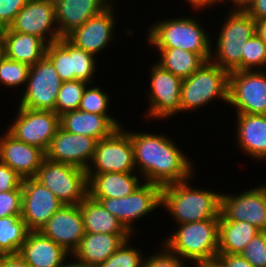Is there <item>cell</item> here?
<instances>
[{
    "instance_id": "cell-6",
    "label": "cell",
    "mask_w": 266,
    "mask_h": 267,
    "mask_svg": "<svg viewBox=\"0 0 266 267\" xmlns=\"http://www.w3.org/2000/svg\"><path fill=\"white\" fill-rule=\"evenodd\" d=\"M228 89L229 73L211 61L205 62L183 80L180 94L181 115L212 105L213 101H223L228 105Z\"/></svg>"
},
{
    "instance_id": "cell-33",
    "label": "cell",
    "mask_w": 266,
    "mask_h": 267,
    "mask_svg": "<svg viewBox=\"0 0 266 267\" xmlns=\"http://www.w3.org/2000/svg\"><path fill=\"white\" fill-rule=\"evenodd\" d=\"M107 91L102 86L88 84L83 92L78 109L88 113L114 116L113 113H110L113 99Z\"/></svg>"
},
{
    "instance_id": "cell-12",
    "label": "cell",
    "mask_w": 266,
    "mask_h": 267,
    "mask_svg": "<svg viewBox=\"0 0 266 267\" xmlns=\"http://www.w3.org/2000/svg\"><path fill=\"white\" fill-rule=\"evenodd\" d=\"M232 106L234 114L266 115V70L229 73L227 108Z\"/></svg>"
},
{
    "instance_id": "cell-46",
    "label": "cell",
    "mask_w": 266,
    "mask_h": 267,
    "mask_svg": "<svg viewBox=\"0 0 266 267\" xmlns=\"http://www.w3.org/2000/svg\"><path fill=\"white\" fill-rule=\"evenodd\" d=\"M0 267H30L19 254L0 255Z\"/></svg>"
},
{
    "instance_id": "cell-26",
    "label": "cell",
    "mask_w": 266,
    "mask_h": 267,
    "mask_svg": "<svg viewBox=\"0 0 266 267\" xmlns=\"http://www.w3.org/2000/svg\"><path fill=\"white\" fill-rule=\"evenodd\" d=\"M91 198H121L131 194L144 181L137 172L87 174Z\"/></svg>"
},
{
    "instance_id": "cell-1",
    "label": "cell",
    "mask_w": 266,
    "mask_h": 267,
    "mask_svg": "<svg viewBox=\"0 0 266 267\" xmlns=\"http://www.w3.org/2000/svg\"><path fill=\"white\" fill-rule=\"evenodd\" d=\"M133 130L131 142L134 164L143 181L163 187L185 181L195 174L194 171H198L194 164L196 161H191L193 158H189L178 142L168 134Z\"/></svg>"
},
{
    "instance_id": "cell-16",
    "label": "cell",
    "mask_w": 266,
    "mask_h": 267,
    "mask_svg": "<svg viewBox=\"0 0 266 267\" xmlns=\"http://www.w3.org/2000/svg\"><path fill=\"white\" fill-rule=\"evenodd\" d=\"M4 31L32 34L43 39L47 44L58 41L61 37L56 24L55 3L28 0Z\"/></svg>"
},
{
    "instance_id": "cell-40",
    "label": "cell",
    "mask_w": 266,
    "mask_h": 267,
    "mask_svg": "<svg viewBox=\"0 0 266 267\" xmlns=\"http://www.w3.org/2000/svg\"><path fill=\"white\" fill-rule=\"evenodd\" d=\"M240 255L253 267H266V231L256 234Z\"/></svg>"
},
{
    "instance_id": "cell-15",
    "label": "cell",
    "mask_w": 266,
    "mask_h": 267,
    "mask_svg": "<svg viewBox=\"0 0 266 267\" xmlns=\"http://www.w3.org/2000/svg\"><path fill=\"white\" fill-rule=\"evenodd\" d=\"M235 193L221 192L220 221H245L260 231H266V196L263 189L253 185Z\"/></svg>"
},
{
    "instance_id": "cell-20",
    "label": "cell",
    "mask_w": 266,
    "mask_h": 267,
    "mask_svg": "<svg viewBox=\"0 0 266 267\" xmlns=\"http://www.w3.org/2000/svg\"><path fill=\"white\" fill-rule=\"evenodd\" d=\"M4 130L0 134V162L8 165L23 179L35 177L46 158L45 151L16 139Z\"/></svg>"
},
{
    "instance_id": "cell-11",
    "label": "cell",
    "mask_w": 266,
    "mask_h": 267,
    "mask_svg": "<svg viewBox=\"0 0 266 267\" xmlns=\"http://www.w3.org/2000/svg\"><path fill=\"white\" fill-rule=\"evenodd\" d=\"M63 81L52 62L45 56L30 66L25 88L18 98V106L33 110L54 111Z\"/></svg>"
},
{
    "instance_id": "cell-10",
    "label": "cell",
    "mask_w": 266,
    "mask_h": 267,
    "mask_svg": "<svg viewBox=\"0 0 266 267\" xmlns=\"http://www.w3.org/2000/svg\"><path fill=\"white\" fill-rule=\"evenodd\" d=\"M123 125L110 136L97 141L93 159L86 170L87 174L136 172L131 129L128 131L125 123Z\"/></svg>"
},
{
    "instance_id": "cell-37",
    "label": "cell",
    "mask_w": 266,
    "mask_h": 267,
    "mask_svg": "<svg viewBox=\"0 0 266 267\" xmlns=\"http://www.w3.org/2000/svg\"><path fill=\"white\" fill-rule=\"evenodd\" d=\"M243 46L242 71L266 70V43L255 33Z\"/></svg>"
},
{
    "instance_id": "cell-9",
    "label": "cell",
    "mask_w": 266,
    "mask_h": 267,
    "mask_svg": "<svg viewBox=\"0 0 266 267\" xmlns=\"http://www.w3.org/2000/svg\"><path fill=\"white\" fill-rule=\"evenodd\" d=\"M64 205H79L88 195L86 170L45 158L34 177Z\"/></svg>"
},
{
    "instance_id": "cell-18",
    "label": "cell",
    "mask_w": 266,
    "mask_h": 267,
    "mask_svg": "<svg viewBox=\"0 0 266 267\" xmlns=\"http://www.w3.org/2000/svg\"><path fill=\"white\" fill-rule=\"evenodd\" d=\"M97 140L82 134H73L58 128L46 153L53 162L73 165L84 170L89 167Z\"/></svg>"
},
{
    "instance_id": "cell-7",
    "label": "cell",
    "mask_w": 266,
    "mask_h": 267,
    "mask_svg": "<svg viewBox=\"0 0 266 267\" xmlns=\"http://www.w3.org/2000/svg\"><path fill=\"white\" fill-rule=\"evenodd\" d=\"M149 68V82L146 94L147 110L144 117L150 122L159 120L167 122L180 114V94L183 80L163 69L156 62L151 63ZM149 105V106H148ZM174 116V117H173Z\"/></svg>"
},
{
    "instance_id": "cell-45",
    "label": "cell",
    "mask_w": 266,
    "mask_h": 267,
    "mask_svg": "<svg viewBox=\"0 0 266 267\" xmlns=\"http://www.w3.org/2000/svg\"><path fill=\"white\" fill-rule=\"evenodd\" d=\"M217 258L223 263L224 267H253L240 254H218Z\"/></svg>"
},
{
    "instance_id": "cell-53",
    "label": "cell",
    "mask_w": 266,
    "mask_h": 267,
    "mask_svg": "<svg viewBox=\"0 0 266 267\" xmlns=\"http://www.w3.org/2000/svg\"><path fill=\"white\" fill-rule=\"evenodd\" d=\"M259 186L263 189V192H264V194L266 196V183L265 182H264V184L261 183V184H259Z\"/></svg>"
},
{
    "instance_id": "cell-54",
    "label": "cell",
    "mask_w": 266,
    "mask_h": 267,
    "mask_svg": "<svg viewBox=\"0 0 266 267\" xmlns=\"http://www.w3.org/2000/svg\"><path fill=\"white\" fill-rule=\"evenodd\" d=\"M45 1L52 2V3H56V2H58L59 0H45Z\"/></svg>"
},
{
    "instance_id": "cell-27",
    "label": "cell",
    "mask_w": 266,
    "mask_h": 267,
    "mask_svg": "<svg viewBox=\"0 0 266 267\" xmlns=\"http://www.w3.org/2000/svg\"><path fill=\"white\" fill-rule=\"evenodd\" d=\"M4 56L29 66L46 56L47 43L32 34L3 31Z\"/></svg>"
},
{
    "instance_id": "cell-5",
    "label": "cell",
    "mask_w": 266,
    "mask_h": 267,
    "mask_svg": "<svg viewBox=\"0 0 266 267\" xmlns=\"http://www.w3.org/2000/svg\"><path fill=\"white\" fill-rule=\"evenodd\" d=\"M220 218L206 219L175 225L169 236L162 242L171 252L190 265L218 255V235ZM174 230V231H173Z\"/></svg>"
},
{
    "instance_id": "cell-29",
    "label": "cell",
    "mask_w": 266,
    "mask_h": 267,
    "mask_svg": "<svg viewBox=\"0 0 266 267\" xmlns=\"http://www.w3.org/2000/svg\"><path fill=\"white\" fill-rule=\"evenodd\" d=\"M259 232L245 221H219L218 254H240Z\"/></svg>"
},
{
    "instance_id": "cell-52",
    "label": "cell",
    "mask_w": 266,
    "mask_h": 267,
    "mask_svg": "<svg viewBox=\"0 0 266 267\" xmlns=\"http://www.w3.org/2000/svg\"><path fill=\"white\" fill-rule=\"evenodd\" d=\"M3 31H4V29L0 28V61L4 57Z\"/></svg>"
},
{
    "instance_id": "cell-51",
    "label": "cell",
    "mask_w": 266,
    "mask_h": 267,
    "mask_svg": "<svg viewBox=\"0 0 266 267\" xmlns=\"http://www.w3.org/2000/svg\"><path fill=\"white\" fill-rule=\"evenodd\" d=\"M72 259V260H71ZM61 267H93L83 262L78 261L73 256H69L63 263Z\"/></svg>"
},
{
    "instance_id": "cell-42",
    "label": "cell",
    "mask_w": 266,
    "mask_h": 267,
    "mask_svg": "<svg viewBox=\"0 0 266 267\" xmlns=\"http://www.w3.org/2000/svg\"><path fill=\"white\" fill-rule=\"evenodd\" d=\"M27 2L28 0H0V28H8Z\"/></svg>"
},
{
    "instance_id": "cell-3",
    "label": "cell",
    "mask_w": 266,
    "mask_h": 267,
    "mask_svg": "<svg viewBox=\"0 0 266 267\" xmlns=\"http://www.w3.org/2000/svg\"><path fill=\"white\" fill-rule=\"evenodd\" d=\"M193 15L156 20L147 26L145 42L152 48H179L199 54L206 62L211 58V31L194 16L205 10L193 9ZM168 19V20H167ZM199 20V21H198ZM158 21V22H157Z\"/></svg>"
},
{
    "instance_id": "cell-13",
    "label": "cell",
    "mask_w": 266,
    "mask_h": 267,
    "mask_svg": "<svg viewBox=\"0 0 266 267\" xmlns=\"http://www.w3.org/2000/svg\"><path fill=\"white\" fill-rule=\"evenodd\" d=\"M15 108L13 120L5 129L16 139L46 152L60 127L59 116L51 110Z\"/></svg>"
},
{
    "instance_id": "cell-39",
    "label": "cell",
    "mask_w": 266,
    "mask_h": 267,
    "mask_svg": "<svg viewBox=\"0 0 266 267\" xmlns=\"http://www.w3.org/2000/svg\"><path fill=\"white\" fill-rule=\"evenodd\" d=\"M159 250L146 253L143 267H189L188 262L171 252L162 242H159ZM161 247V248H160ZM155 251V252H154ZM187 263V264H186Z\"/></svg>"
},
{
    "instance_id": "cell-31",
    "label": "cell",
    "mask_w": 266,
    "mask_h": 267,
    "mask_svg": "<svg viewBox=\"0 0 266 267\" xmlns=\"http://www.w3.org/2000/svg\"><path fill=\"white\" fill-rule=\"evenodd\" d=\"M28 232L21 216L0 217V255L18 254Z\"/></svg>"
},
{
    "instance_id": "cell-50",
    "label": "cell",
    "mask_w": 266,
    "mask_h": 267,
    "mask_svg": "<svg viewBox=\"0 0 266 267\" xmlns=\"http://www.w3.org/2000/svg\"><path fill=\"white\" fill-rule=\"evenodd\" d=\"M255 33L266 43V19L256 21Z\"/></svg>"
},
{
    "instance_id": "cell-19",
    "label": "cell",
    "mask_w": 266,
    "mask_h": 267,
    "mask_svg": "<svg viewBox=\"0 0 266 267\" xmlns=\"http://www.w3.org/2000/svg\"><path fill=\"white\" fill-rule=\"evenodd\" d=\"M39 231L72 254L85 236L79 205H63Z\"/></svg>"
},
{
    "instance_id": "cell-2",
    "label": "cell",
    "mask_w": 266,
    "mask_h": 267,
    "mask_svg": "<svg viewBox=\"0 0 266 267\" xmlns=\"http://www.w3.org/2000/svg\"><path fill=\"white\" fill-rule=\"evenodd\" d=\"M196 174L197 171L185 181L162 187L161 209L169 213L167 216L175 225L220 218L221 191L198 188L193 184Z\"/></svg>"
},
{
    "instance_id": "cell-14",
    "label": "cell",
    "mask_w": 266,
    "mask_h": 267,
    "mask_svg": "<svg viewBox=\"0 0 266 267\" xmlns=\"http://www.w3.org/2000/svg\"><path fill=\"white\" fill-rule=\"evenodd\" d=\"M113 1L100 14L89 18L82 26L75 28L66 38L76 47L100 58L111 44L115 43L117 27V3ZM116 6V7H115ZM116 17V18H115ZM115 31V32H114Z\"/></svg>"
},
{
    "instance_id": "cell-43",
    "label": "cell",
    "mask_w": 266,
    "mask_h": 267,
    "mask_svg": "<svg viewBox=\"0 0 266 267\" xmlns=\"http://www.w3.org/2000/svg\"><path fill=\"white\" fill-rule=\"evenodd\" d=\"M22 180L8 165L0 162V192L22 190Z\"/></svg>"
},
{
    "instance_id": "cell-41",
    "label": "cell",
    "mask_w": 266,
    "mask_h": 267,
    "mask_svg": "<svg viewBox=\"0 0 266 267\" xmlns=\"http://www.w3.org/2000/svg\"><path fill=\"white\" fill-rule=\"evenodd\" d=\"M22 190L0 192V217L21 216Z\"/></svg>"
},
{
    "instance_id": "cell-38",
    "label": "cell",
    "mask_w": 266,
    "mask_h": 267,
    "mask_svg": "<svg viewBox=\"0 0 266 267\" xmlns=\"http://www.w3.org/2000/svg\"><path fill=\"white\" fill-rule=\"evenodd\" d=\"M97 60L95 55L85 52L73 44L74 80H81L89 84H95V75L99 69L97 68L99 67L97 66L99 65Z\"/></svg>"
},
{
    "instance_id": "cell-34",
    "label": "cell",
    "mask_w": 266,
    "mask_h": 267,
    "mask_svg": "<svg viewBox=\"0 0 266 267\" xmlns=\"http://www.w3.org/2000/svg\"><path fill=\"white\" fill-rule=\"evenodd\" d=\"M29 70V65L4 56L0 61V86L11 91L16 88L15 90L21 93L25 88Z\"/></svg>"
},
{
    "instance_id": "cell-30",
    "label": "cell",
    "mask_w": 266,
    "mask_h": 267,
    "mask_svg": "<svg viewBox=\"0 0 266 267\" xmlns=\"http://www.w3.org/2000/svg\"><path fill=\"white\" fill-rule=\"evenodd\" d=\"M153 50L158 52L155 62L182 80L190 77L206 62L199 54L179 48H152L151 51Z\"/></svg>"
},
{
    "instance_id": "cell-49",
    "label": "cell",
    "mask_w": 266,
    "mask_h": 267,
    "mask_svg": "<svg viewBox=\"0 0 266 267\" xmlns=\"http://www.w3.org/2000/svg\"><path fill=\"white\" fill-rule=\"evenodd\" d=\"M192 266L195 267H224L223 263L216 257L213 259H207L200 262L195 263Z\"/></svg>"
},
{
    "instance_id": "cell-24",
    "label": "cell",
    "mask_w": 266,
    "mask_h": 267,
    "mask_svg": "<svg viewBox=\"0 0 266 267\" xmlns=\"http://www.w3.org/2000/svg\"><path fill=\"white\" fill-rule=\"evenodd\" d=\"M18 254L30 267H61L71 255L40 231H29Z\"/></svg>"
},
{
    "instance_id": "cell-28",
    "label": "cell",
    "mask_w": 266,
    "mask_h": 267,
    "mask_svg": "<svg viewBox=\"0 0 266 267\" xmlns=\"http://www.w3.org/2000/svg\"><path fill=\"white\" fill-rule=\"evenodd\" d=\"M79 207L85 233L132 234L117 217L89 195Z\"/></svg>"
},
{
    "instance_id": "cell-32",
    "label": "cell",
    "mask_w": 266,
    "mask_h": 267,
    "mask_svg": "<svg viewBox=\"0 0 266 267\" xmlns=\"http://www.w3.org/2000/svg\"><path fill=\"white\" fill-rule=\"evenodd\" d=\"M46 57L52 62L63 82L74 80L73 44L66 37L48 44Z\"/></svg>"
},
{
    "instance_id": "cell-36",
    "label": "cell",
    "mask_w": 266,
    "mask_h": 267,
    "mask_svg": "<svg viewBox=\"0 0 266 267\" xmlns=\"http://www.w3.org/2000/svg\"><path fill=\"white\" fill-rule=\"evenodd\" d=\"M88 84L81 80L63 82L57 95L54 112L60 116L78 110L83 92Z\"/></svg>"
},
{
    "instance_id": "cell-8",
    "label": "cell",
    "mask_w": 266,
    "mask_h": 267,
    "mask_svg": "<svg viewBox=\"0 0 266 267\" xmlns=\"http://www.w3.org/2000/svg\"><path fill=\"white\" fill-rule=\"evenodd\" d=\"M161 190V186L144 181L128 196L93 199L99 201L106 210L117 217L133 235L139 236L140 231L134 222L144 221V217L157 213V209L161 208Z\"/></svg>"
},
{
    "instance_id": "cell-17",
    "label": "cell",
    "mask_w": 266,
    "mask_h": 267,
    "mask_svg": "<svg viewBox=\"0 0 266 267\" xmlns=\"http://www.w3.org/2000/svg\"><path fill=\"white\" fill-rule=\"evenodd\" d=\"M22 212L29 231H39L64 204L34 177L22 180Z\"/></svg>"
},
{
    "instance_id": "cell-35",
    "label": "cell",
    "mask_w": 266,
    "mask_h": 267,
    "mask_svg": "<svg viewBox=\"0 0 266 267\" xmlns=\"http://www.w3.org/2000/svg\"><path fill=\"white\" fill-rule=\"evenodd\" d=\"M133 235L98 267H143L145 254L140 247L132 245L136 236ZM132 241V242H131ZM143 251V252H142Z\"/></svg>"
},
{
    "instance_id": "cell-4",
    "label": "cell",
    "mask_w": 266,
    "mask_h": 267,
    "mask_svg": "<svg viewBox=\"0 0 266 267\" xmlns=\"http://www.w3.org/2000/svg\"><path fill=\"white\" fill-rule=\"evenodd\" d=\"M223 13L222 20L216 26L217 33L211 40L210 61L221 69L231 73L242 71V51L244 43L250 39L256 30V20L249 16L244 10L229 9ZM224 16V17H223ZM215 43V44H214ZM215 45V46H214Z\"/></svg>"
},
{
    "instance_id": "cell-47",
    "label": "cell",
    "mask_w": 266,
    "mask_h": 267,
    "mask_svg": "<svg viewBox=\"0 0 266 267\" xmlns=\"http://www.w3.org/2000/svg\"><path fill=\"white\" fill-rule=\"evenodd\" d=\"M186 4H189V8L191 9H197V10H208L209 9V13L211 12L210 10L212 9V7L214 8H221L219 7V0H184ZM218 6V7H217Z\"/></svg>"
},
{
    "instance_id": "cell-23",
    "label": "cell",
    "mask_w": 266,
    "mask_h": 267,
    "mask_svg": "<svg viewBox=\"0 0 266 267\" xmlns=\"http://www.w3.org/2000/svg\"><path fill=\"white\" fill-rule=\"evenodd\" d=\"M115 0H59L55 3L60 37H66L89 18L100 14Z\"/></svg>"
},
{
    "instance_id": "cell-48",
    "label": "cell",
    "mask_w": 266,
    "mask_h": 267,
    "mask_svg": "<svg viewBox=\"0 0 266 267\" xmlns=\"http://www.w3.org/2000/svg\"><path fill=\"white\" fill-rule=\"evenodd\" d=\"M251 1L252 0H219V6L225 5L224 7L226 9V5H227V10H229V8L230 9L244 10ZM229 4H231V5H229Z\"/></svg>"
},
{
    "instance_id": "cell-25",
    "label": "cell",
    "mask_w": 266,
    "mask_h": 267,
    "mask_svg": "<svg viewBox=\"0 0 266 267\" xmlns=\"http://www.w3.org/2000/svg\"><path fill=\"white\" fill-rule=\"evenodd\" d=\"M133 234L85 233L71 254L78 261L98 267Z\"/></svg>"
},
{
    "instance_id": "cell-44",
    "label": "cell",
    "mask_w": 266,
    "mask_h": 267,
    "mask_svg": "<svg viewBox=\"0 0 266 267\" xmlns=\"http://www.w3.org/2000/svg\"><path fill=\"white\" fill-rule=\"evenodd\" d=\"M244 11L256 21L266 19V0H252Z\"/></svg>"
},
{
    "instance_id": "cell-22",
    "label": "cell",
    "mask_w": 266,
    "mask_h": 267,
    "mask_svg": "<svg viewBox=\"0 0 266 267\" xmlns=\"http://www.w3.org/2000/svg\"><path fill=\"white\" fill-rule=\"evenodd\" d=\"M120 118L104 116L78 110L59 116L60 128L73 134H82L97 141L110 136L117 128L123 126Z\"/></svg>"
},
{
    "instance_id": "cell-21",
    "label": "cell",
    "mask_w": 266,
    "mask_h": 267,
    "mask_svg": "<svg viewBox=\"0 0 266 267\" xmlns=\"http://www.w3.org/2000/svg\"><path fill=\"white\" fill-rule=\"evenodd\" d=\"M235 140L247 157L266 162V115L235 114ZM237 135V136H236Z\"/></svg>"
}]
</instances>
